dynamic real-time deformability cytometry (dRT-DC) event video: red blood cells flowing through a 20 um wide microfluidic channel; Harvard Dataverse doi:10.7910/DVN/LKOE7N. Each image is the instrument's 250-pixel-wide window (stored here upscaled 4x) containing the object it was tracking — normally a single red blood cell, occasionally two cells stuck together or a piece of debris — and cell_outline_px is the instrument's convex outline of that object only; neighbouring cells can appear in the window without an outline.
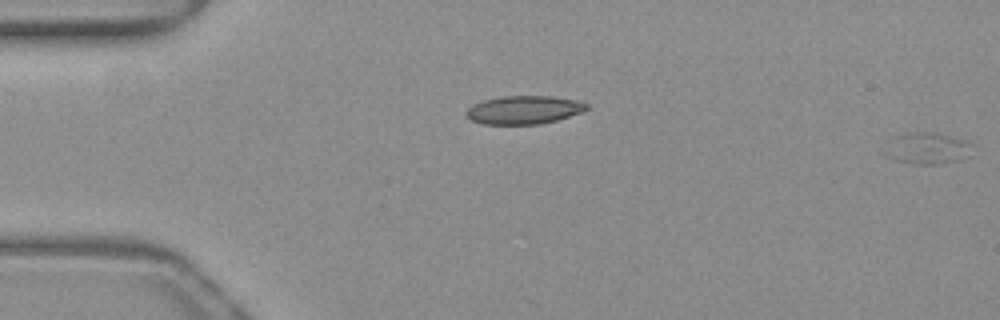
{"species": "common noctule bat (a hibernating species)", "species_latin": "Nyctalus noctula", "temperature_condition": "warm", "stored_images_in_passage": 13, "segment_of_instrument_passage": [2, 2], "camera_frame_rate_fps": 3000, "um_per_image_px": 0.085, "animal": {"sex": "female", "body_mass_g": 19.3, "forearm_length_mm": 54.1}, "frame": {"image": 1, "passage_image": 13, "time_ms": 4.0, "image_size_px": [1000, 320], "cell_outline_px": [[976, 144], [956, 160], [940, 164], [916, 164], [896, 160], [884, 156], [880, 152], [904, 132], [932, 132], [968, 140]], "centroid_in_image_um": [78.77, 12.6], "position_along_channel_um": 6.2, "area_um2": 15.78}}